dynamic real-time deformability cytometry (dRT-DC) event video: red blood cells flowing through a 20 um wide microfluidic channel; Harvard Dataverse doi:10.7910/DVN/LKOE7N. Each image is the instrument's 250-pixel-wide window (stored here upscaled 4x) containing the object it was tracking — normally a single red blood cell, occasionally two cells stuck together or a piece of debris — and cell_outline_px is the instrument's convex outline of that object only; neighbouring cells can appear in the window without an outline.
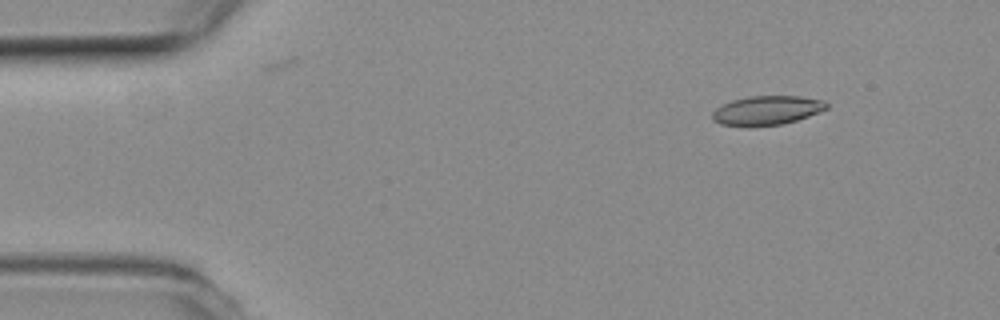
{"species": "common noctule bat (a hibernating species)", "species_latin": "Nyctalus noctula", "temperature_condition": "room temperature", "stored_images_in_passage": 4, "camera_frame_rate_fps": 3000, "um_per_image_px": 0.085, "animal": {"sex": "female", "body_mass_g": 19.3, "forearm_length_mm": 54.1}, "frame": {"image": 1, "passage_image": 1, "time_ms": 0.0, "image_size_px": [1000, 320], "cell_outline_px": [[828, 108], [808, 116], [784, 124], [748, 128], [720, 124], [712, 120], [712, 112], [716, 108], [732, 100], [752, 96], [800, 96], [824, 100], [828, 104]], "centroid_in_image_um": [65.16, 9.41], "position_along_channel_um": 19.8, "area_um2": 19.71}}